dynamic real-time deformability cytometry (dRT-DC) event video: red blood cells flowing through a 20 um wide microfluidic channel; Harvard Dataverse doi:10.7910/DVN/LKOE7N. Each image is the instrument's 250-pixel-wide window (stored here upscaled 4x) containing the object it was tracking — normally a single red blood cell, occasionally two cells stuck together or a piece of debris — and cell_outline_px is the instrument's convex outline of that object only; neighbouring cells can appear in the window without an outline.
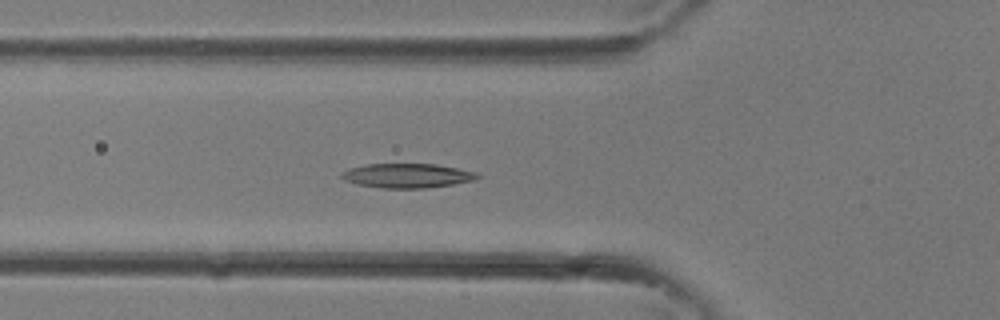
{"species": "common noctule bat (a hibernating species)", "species_latin": "Nyctalus noctula", "temperature_condition": "room temperature", "stored_images_in_passage": 33, "camera_frame_rate_fps": 3000, "um_per_image_px": 0.085, "animal": {"sex": "female"}, "frame": {"image": 1, "passage_image": 12, "time_ms": 3.667, "image_size_px": [1000, 320], "cell_outline_px": [[480, 176], [476, 180], [452, 184], [424, 188], [380, 188], [356, 184], [344, 180], [340, 176], [340, 172], [348, 168], [364, 164], [436, 164], [476, 172]], "centroid_in_image_um": [34.55, 14.93], "position_along_channel_um": 91.2, "area_um2": 19.36}}
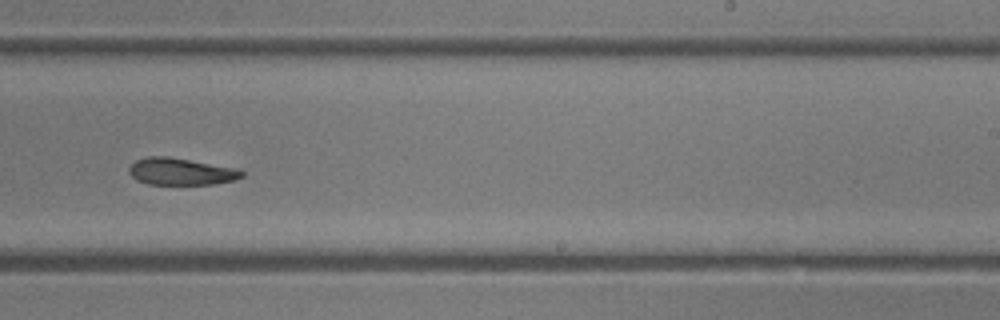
{"frame": {"image": 2, "passage_image": 21, "time_ms": 6.667, "image_size_px": [1000, 320], "cell_outline_px": [[244, 176], [232, 180], [216, 184], [148, 184], [136, 180], [128, 172], [128, 168], [136, 160], [148, 156], [168, 156], [236, 168], [244, 172]], "centroid_in_image_um": [15.35, 14.58], "position_along_channel_um": 273.6, "area_um2": 17.69}}
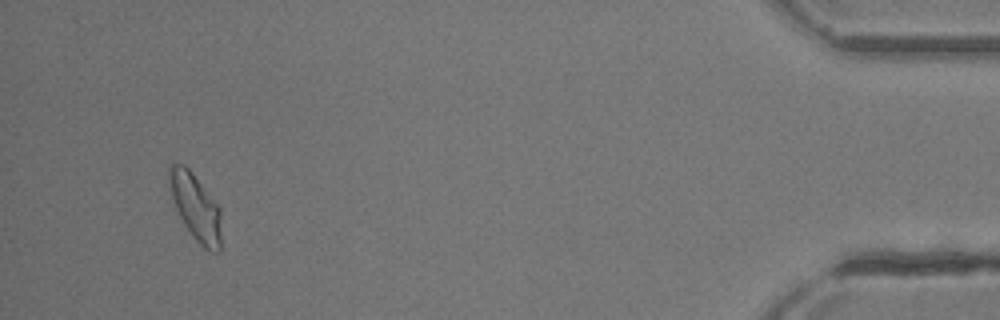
{"frame": {"image": 3, "passage_image": 32, "time_ms": 10.333, "image_size_px": [1000, 320], "cell_outline_px": [[220, 252], [212, 252], [204, 248], [196, 240], [184, 224], [176, 208], [172, 196], [168, 180], [168, 164], [184, 164], [192, 172], [220, 208]], "centroid_in_image_um": [16.61, 17.58], "position_along_channel_um": 418.6, "area_um2": 19.88}}